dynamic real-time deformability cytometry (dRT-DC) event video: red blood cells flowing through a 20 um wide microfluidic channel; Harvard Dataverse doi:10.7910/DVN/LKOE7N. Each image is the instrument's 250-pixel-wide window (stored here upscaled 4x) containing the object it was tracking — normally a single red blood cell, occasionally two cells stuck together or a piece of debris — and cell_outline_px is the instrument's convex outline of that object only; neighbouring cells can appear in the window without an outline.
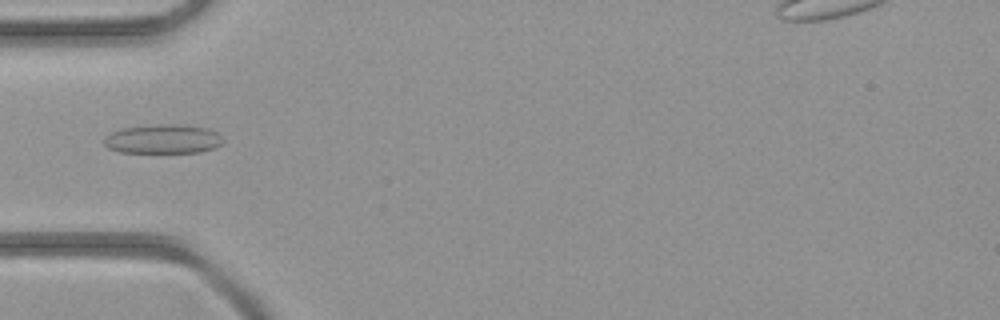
{"species": "common noctule bat (a hibernating species)", "species_latin": "Nyctalus noctula", "temperature_condition": "room temperature", "stored_images_in_passage": 40, "camera_frame_rate_fps": 3000, "um_per_image_px": 0.085, "animal": {"sex": "female", "body_mass_g": 21.9}, "frame": {"image": 1, "passage_image": 9, "time_ms": 2.667, "image_size_px": [1000, 320], "cell_outline_px": [[224, 144], [216, 148], [200, 152], [120, 152], [108, 148], [104, 144], [104, 136], [112, 132], [124, 128], [160, 124], [184, 124], [208, 128], [216, 132], [224, 140]], "centroid_in_image_um": [13.91, 11.81], "position_along_channel_um": 71.1, "area_um2": 20.35}}
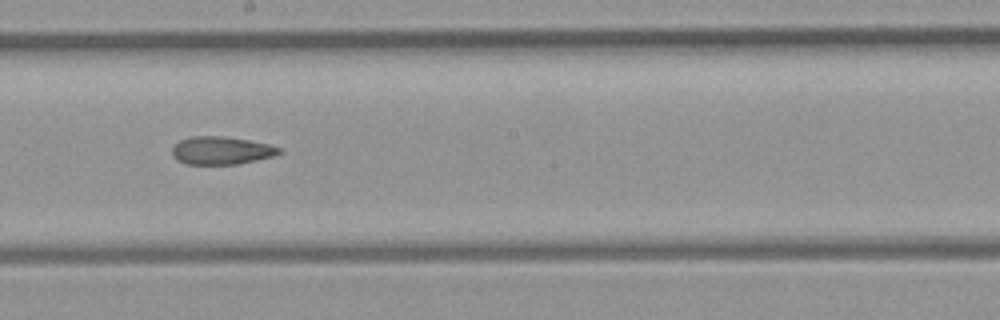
{"frame": {"image": 2, "passage_image": 19, "time_ms": 6.0, "image_size_px": [1000, 320], "cell_outline_px": [[284, 152], [276, 156], [236, 164], [184, 164], [176, 160], [172, 156], [172, 148], [180, 140], [192, 136], [224, 136], [248, 140], [268, 144], [280, 148]], "centroid_in_image_um": [18.81, 12.8], "position_along_channel_um": 229.4, "area_um2": 17.51}}
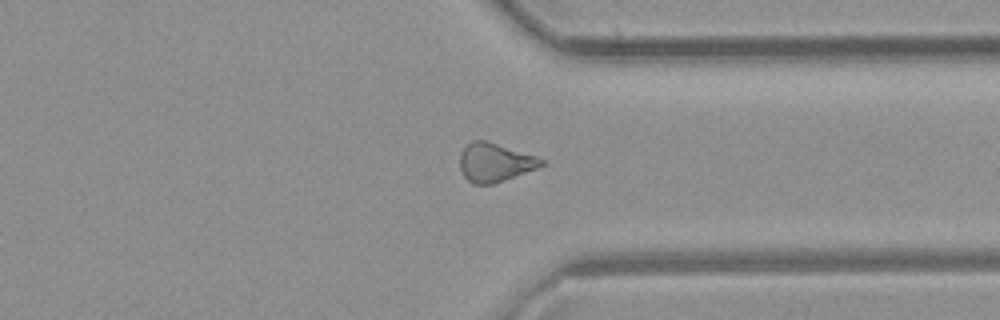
{"frame": {"image": 3, "passage_image": 28, "time_ms": 9.0, "image_size_px": [1000, 320], "cell_outline_px": [[544, 164], [536, 168], [504, 180], [492, 184], [472, 184], [464, 176], [460, 168], [460, 152], [472, 140], [484, 140], [536, 156], [544, 160]], "centroid_in_image_um": [42.03, 13.81], "position_along_channel_um": 369.4, "area_um2": 18.03}}